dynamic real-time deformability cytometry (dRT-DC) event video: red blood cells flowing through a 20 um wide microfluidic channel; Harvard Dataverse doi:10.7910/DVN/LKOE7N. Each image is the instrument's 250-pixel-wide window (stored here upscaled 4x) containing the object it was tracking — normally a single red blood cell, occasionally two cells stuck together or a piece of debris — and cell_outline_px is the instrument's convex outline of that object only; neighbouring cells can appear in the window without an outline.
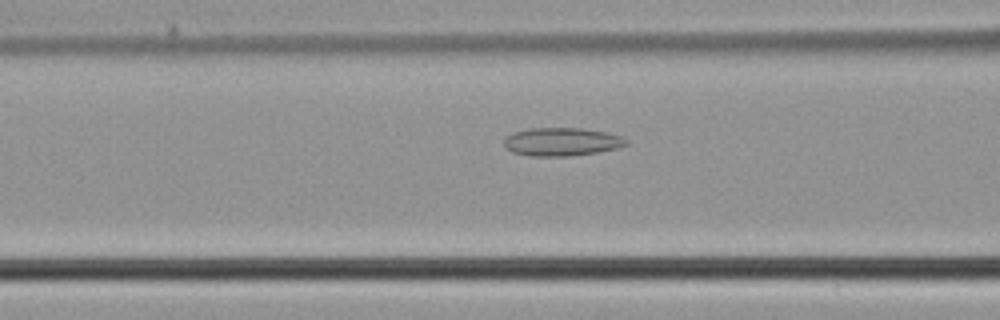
{"species": "common noctule bat (a hibernating species)", "species_latin": "Nyctalus noctula", "temperature_condition": "cold", "stored_images_in_passage": 43, "camera_frame_rate_fps": 3000, "um_per_image_px": 0.085, "animal": {"sex": "male", "body_mass_g": 21.5, "forearm_length_mm": 52.0}, "frame": {"image": 1, "passage_image": 13, "time_ms": 4.0, "image_size_px": [1000, 320], "cell_outline_px": [[628, 144], [620, 148], [596, 152], [568, 156], [528, 156], [512, 152], [504, 144], [504, 140], [512, 132], [528, 128], [580, 128], [608, 132], [620, 136], [628, 140]], "centroid_in_image_um": [47.76, 12.05], "position_along_channel_um": 118.8, "area_um2": 20.17}}
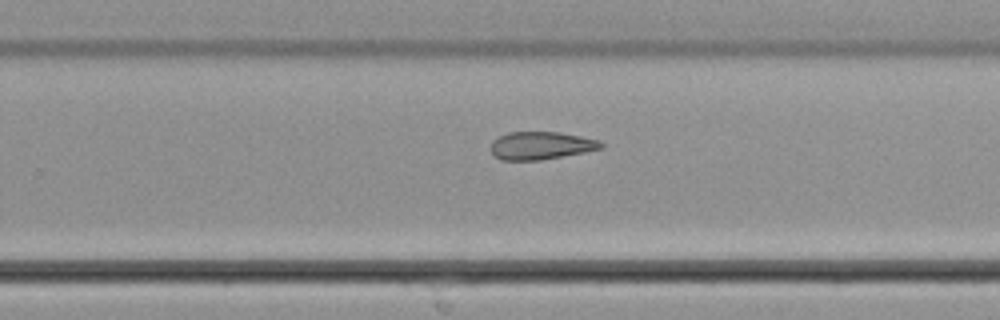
{"frame": {"image": 2, "passage_image": 25, "time_ms": 8.0, "image_size_px": [1000, 320], "cell_outline_px": [[604, 148], [584, 152], [540, 160], [500, 160], [492, 152], [492, 140], [508, 132], [560, 132], [600, 140], [604, 144]], "centroid_in_image_um": [46.01, 12.37], "position_along_channel_um": 283.8, "area_um2": 17.8}}
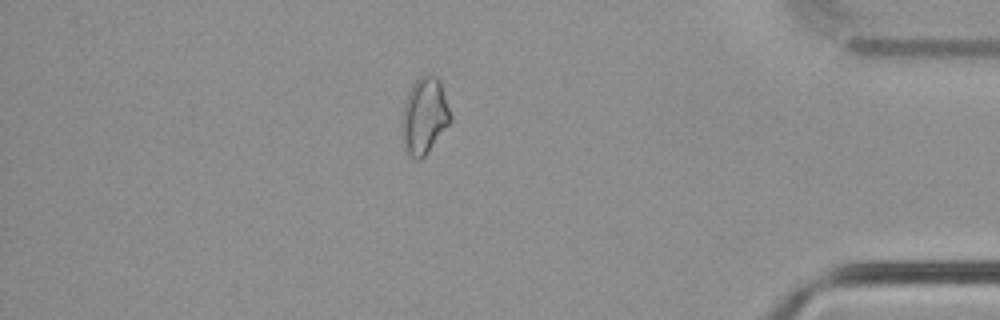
{"frame": {"image": 3, "passage_image": 36, "time_ms": 11.667, "image_size_px": [1000, 320], "cell_outline_px": [[452, 120], [428, 152], [420, 160], [416, 160], [404, 148], [404, 104], [408, 92], [412, 84], [424, 72], [428, 72], [436, 76], [440, 80], [452, 116]], "centroid_in_image_um": [36.12, 9.79], "position_along_channel_um": 399.1, "area_um2": 21.33}}